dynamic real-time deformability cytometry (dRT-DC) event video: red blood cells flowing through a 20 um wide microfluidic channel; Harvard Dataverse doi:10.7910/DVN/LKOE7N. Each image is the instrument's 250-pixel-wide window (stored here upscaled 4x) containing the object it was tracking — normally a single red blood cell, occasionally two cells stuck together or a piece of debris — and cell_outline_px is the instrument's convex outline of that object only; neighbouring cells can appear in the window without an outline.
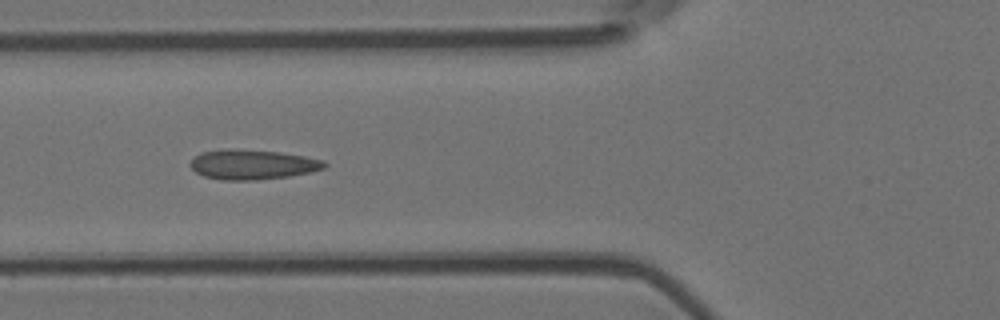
{"species": "Egyptian fruit bat (a non-hibernating species)", "species_latin": "Rousettus aegyptiacus", "temperature_condition": "room temperature", "stored_images_in_passage": 8, "camera_frame_rate_fps": 3000, "um_per_image_px": 0.085, "animal": {"sex": "female"}, "frame": {"image": 1, "passage_image": 6, "time_ms": 1.667, "image_size_px": [1000, 320], "cell_outline_px": [[328, 164], [324, 168], [312, 172], [288, 176], [256, 180], [224, 180], [204, 176], [196, 172], [188, 164], [200, 152], [224, 148], [236, 148], [280, 152], [304, 156], [324, 160]], "centroid_in_image_um": [21.46, 13.97], "position_along_channel_um": 104.3, "area_um2": 23.52}}
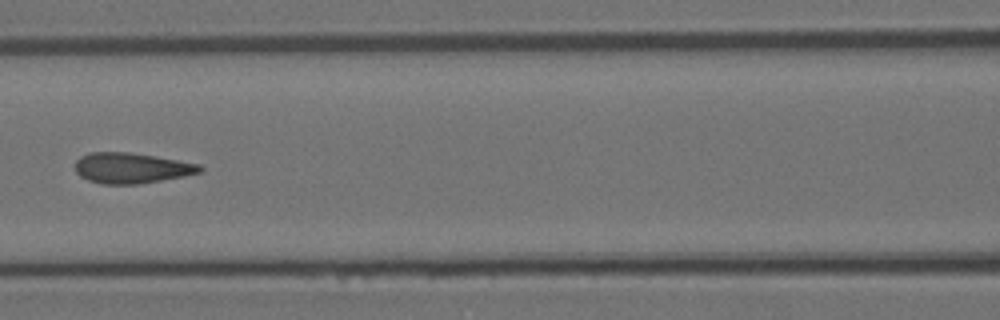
{"frame": {"image": 2, "passage_image": 7, "time_ms": 2.0, "image_size_px": [1000, 320], "cell_outline_px": [[204, 172], [184, 176], [140, 184], [100, 184], [88, 180], [80, 176], [76, 172], [76, 160], [80, 156], [88, 152], [128, 152], [156, 156], [200, 164], [204, 168]], "centroid_in_image_um": [11.19, 14.28], "position_along_channel_um": 155.4, "area_um2": 22.43}}
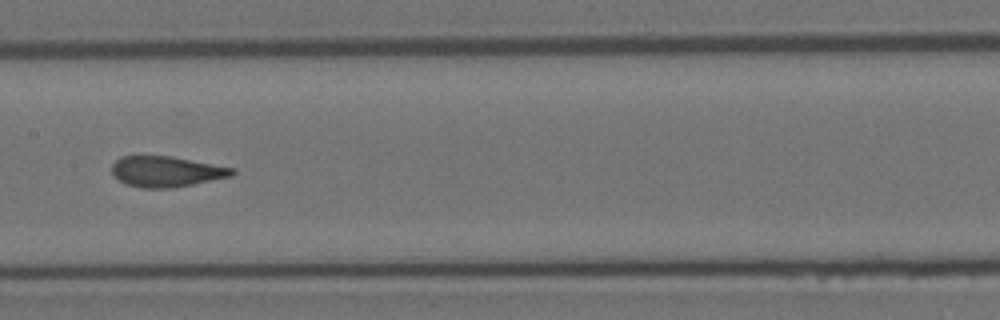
{"frame": {"image": 3, "passage_image": 8, "time_ms": 2.333, "image_size_px": [1000, 320], "cell_outline_px": [[236, 172], [232, 176], [172, 188], [140, 188], [128, 184], [112, 176], [112, 164], [120, 156], [172, 156], [236, 168]], "centroid_in_image_um": [14.14, 14.57], "position_along_channel_um": 193.3, "area_um2": 21.56}}